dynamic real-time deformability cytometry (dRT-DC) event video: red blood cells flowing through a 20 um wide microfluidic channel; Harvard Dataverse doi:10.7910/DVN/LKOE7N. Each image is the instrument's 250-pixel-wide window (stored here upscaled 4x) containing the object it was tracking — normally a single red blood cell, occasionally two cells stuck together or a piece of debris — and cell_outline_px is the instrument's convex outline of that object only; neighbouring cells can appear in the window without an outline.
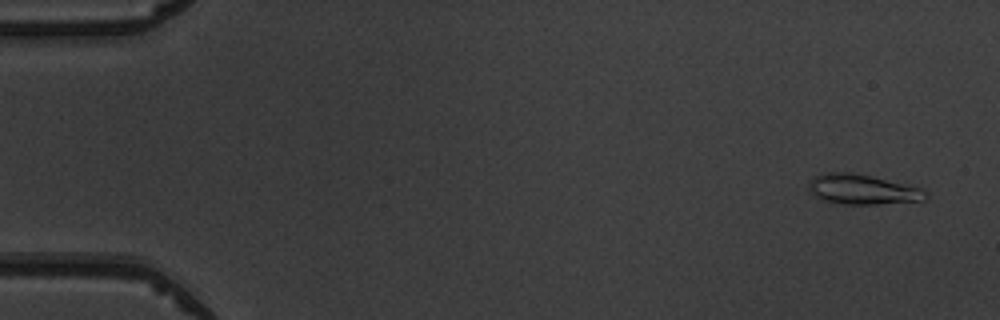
{"species": "common noctule bat (a hibernating species)", "species_latin": "Nyctalus noctula", "temperature_condition": "warm", "stored_images_in_passage": 7, "camera_frame_rate_fps": 3000, "um_per_image_px": 0.085, "animal": {"sex": "male", "body_mass_g": 19.5, "forearm_length_mm": 54.6}, "frame": {"image": 1, "passage_image": 1, "time_ms": 0.0, "image_size_px": [1000, 320], "cell_outline_px": [[928, 196], [924, 200], [876, 204], [844, 204], [824, 200], [816, 196], [808, 188], [812, 176], [828, 172], [848, 172], [872, 176], [924, 188], [928, 192]], "centroid_in_image_um": [73.35, 16.09], "position_along_channel_um": 11.7, "area_um2": 20.4}}
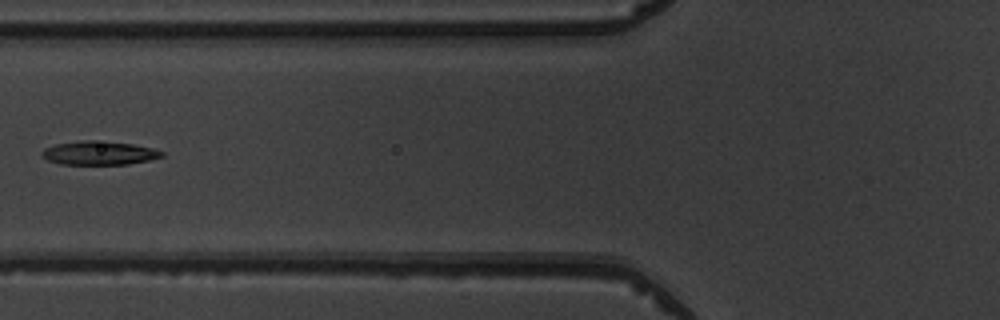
{"frame": {"image": 2, "passage_image": 6, "time_ms": 6.0, "image_size_px": [1000, 320], "cell_outline_px": [[164, 156], [148, 160], [128, 164], [60, 164], [48, 160], [40, 156], [40, 152], [44, 148], [56, 144], [84, 140], [92, 140], [132, 144], [152, 148], [164, 152]], "centroid_in_image_um": [8.39, 13.01], "position_along_channel_um": 117.4, "area_um2": 16.47}}
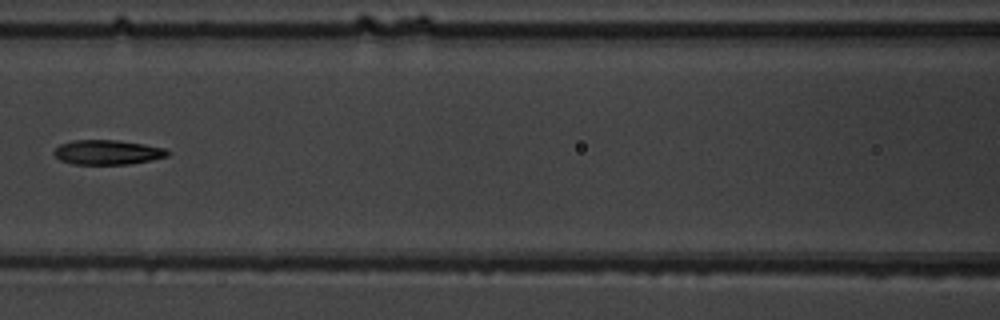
{"frame": {"image": 3, "passage_image": 7, "time_ms": 7.0, "image_size_px": [1000, 320], "cell_outline_px": [[172, 152], [168, 156], [152, 160], [128, 164], [72, 164], [60, 160], [52, 152], [60, 144], [72, 140], [116, 140], [144, 144], [164, 148]], "centroid_in_image_um": [9.15, 12.94], "position_along_channel_um": 157.5, "area_um2": 16.36}}